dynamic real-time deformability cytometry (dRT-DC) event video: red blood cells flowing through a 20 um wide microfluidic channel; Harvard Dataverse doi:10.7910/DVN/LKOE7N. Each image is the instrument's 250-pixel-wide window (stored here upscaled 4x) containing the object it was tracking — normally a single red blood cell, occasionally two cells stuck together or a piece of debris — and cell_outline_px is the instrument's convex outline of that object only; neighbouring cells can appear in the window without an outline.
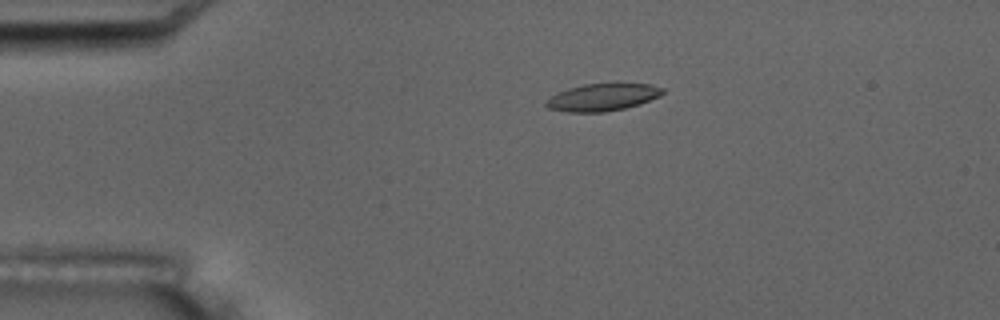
{"species": "common noctule bat (a hibernating species)", "species_latin": "Nyctalus noctula", "temperature_condition": "room temperature", "stored_images_in_passage": 5, "camera_frame_rate_fps": 3000, "um_per_image_px": 0.085, "animal": {"sex": "male", "body_mass_g": 17.5, "forearm_length_mm": 52.3}, "frame": {"image": 1, "passage_image": 4, "time_ms": 3.667, "image_size_px": [1000, 320], "cell_outline_px": [[664, 92], [660, 96], [640, 104], [624, 108], [604, 112], [568, 112], [548, 108], [544, 104], [556, 92], [568, 88], [584, 84], [616, 80], [652, 84], [664, 88]], "centroid_in_image_um": [51.29, 8.2], "position_along_channel_um": 33.7, "area_um2": 19.42}}